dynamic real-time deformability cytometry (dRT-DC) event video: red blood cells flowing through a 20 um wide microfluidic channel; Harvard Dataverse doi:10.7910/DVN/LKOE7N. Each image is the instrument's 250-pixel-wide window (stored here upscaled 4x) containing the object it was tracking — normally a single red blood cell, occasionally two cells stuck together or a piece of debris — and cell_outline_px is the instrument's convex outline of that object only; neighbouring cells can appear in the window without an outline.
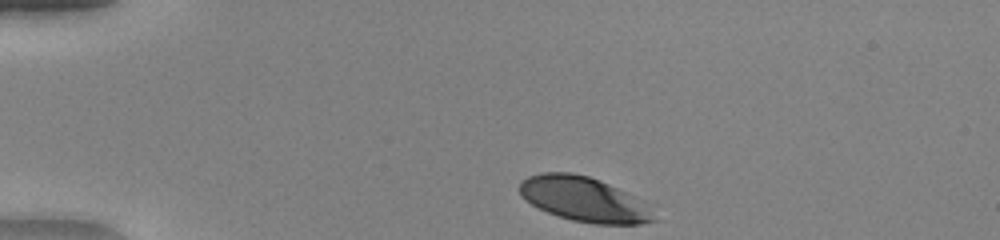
{"species": "human", "species_latin": "Homo sapiens", "temperature_condition": "warm", "stored_images_in_passage": 35, "camera_frame_rate_fps": 3000, "um_per_image_px": 0.085, "donor": {"sex": "female"}, "frame": {"image": 1, "passage_image": 1, "time_ms": 0.0, "image_size_px": [1000, 240], "cell_outline_px": [[656, 220], [640, 224], [596, 224], [572, 220], [548, 212], [524, 200], [520, 196], [520, 180], [528, 176], [544, 172], [572, 172], [588, 176], [600, 180], [624, 192]], "centroid_in_image_um": [49.45, 16.91], "position_along_channel_um": 35.5, "area_um2": 33.64}}
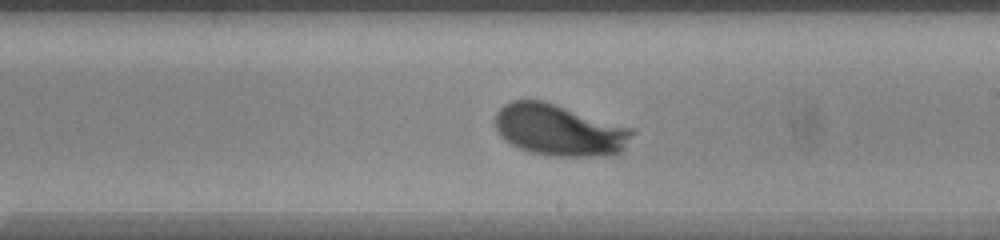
{"frame": {"image": 2, "passage_image": 21, "time_ms": 6.667, "image_size_px": [1000, 240], "cell_outline_px": [[636, 132], [624, 148], [620, 152], [608, 156], [552, 156], [532, 152], [520, 148], [504, 140], [496, 132], [496, 112], [504, 104], [512, 100], [544, 100], [632, 128]], "centroid_in_image_um": [47.54, 11.05], "position_along_channel_um": 241.5, "area_um2": 41.21}}
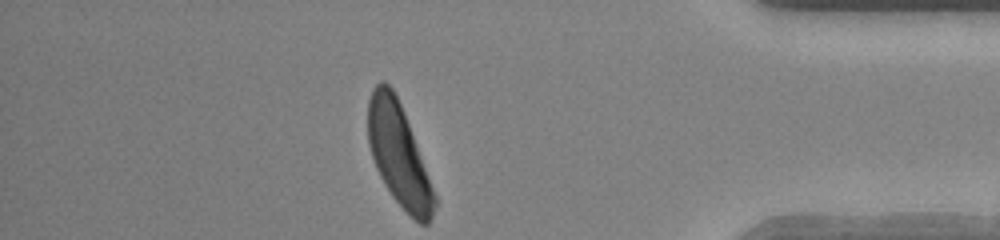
{"frame": {"image": 3, "passage_image": 35, "time_ms": 11.333, "image_size_px": [1000, 240], "cell_outline_px": [[436, 204], [432, 216], [428, 224], [420, 224], [392, 196], [380, 176], [376, 168], [368, 144], [368, 100], [372, 88], [380, 80], [384, 80], [392, 88], [400, 104], [408, 124], [436, 196]], "centroid_in_image_um": [33.86, 13.13], "position_along_channel_um": 401.3, "area_um2": 38.73}, "authors_computed_cell_mechanics": {"area_um2": 40.2288, "velocity_mm_per_s": 4.0369, "shape_relaxation_time_tau1_ms": 2.0648, "shape_relaxation_time_tau2_ms": null, "deformation_change_tau1": 0.1845, "deformation_change_tau2": null}}